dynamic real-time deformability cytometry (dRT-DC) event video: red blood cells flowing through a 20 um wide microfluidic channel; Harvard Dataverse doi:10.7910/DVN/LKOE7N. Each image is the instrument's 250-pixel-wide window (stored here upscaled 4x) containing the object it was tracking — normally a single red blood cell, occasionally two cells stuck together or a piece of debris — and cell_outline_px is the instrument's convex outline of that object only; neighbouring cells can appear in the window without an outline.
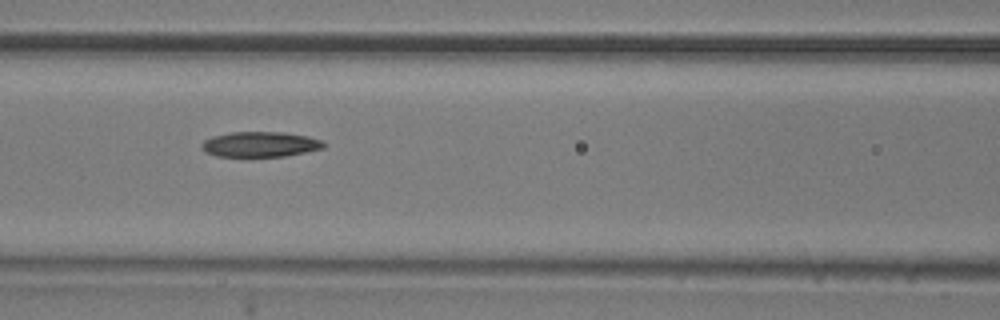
{"species": "common noctule bat (a hibernating species)", "species_latin": "Nyctalus noctula", "temperature_condition": "room temperature", "stored_images_in_passage": 6, "camera_frame_rate_fps": 3000, "um_per_image_px": 0.085, "animal": {"sex": "male", "body_mass_g": 20.5, "forearm_length_mm": 52.5}, "frame": {"image": 1, "passage_image": 4, "time_ms": 3.333, "image_size_px": [1000, 320], "cell_outline_px": [[328, 144], [324, 148], [284, 156], [216, 156], [204, 152], [200, 144], [204, 140], [212, 136], [232, 132], [284, 132], [308, 136], [320, 140]], "centroid_in_image_um": [22.11, 12.26], "position_along_channel_um": 144.5, "area_um2": 17.98}}